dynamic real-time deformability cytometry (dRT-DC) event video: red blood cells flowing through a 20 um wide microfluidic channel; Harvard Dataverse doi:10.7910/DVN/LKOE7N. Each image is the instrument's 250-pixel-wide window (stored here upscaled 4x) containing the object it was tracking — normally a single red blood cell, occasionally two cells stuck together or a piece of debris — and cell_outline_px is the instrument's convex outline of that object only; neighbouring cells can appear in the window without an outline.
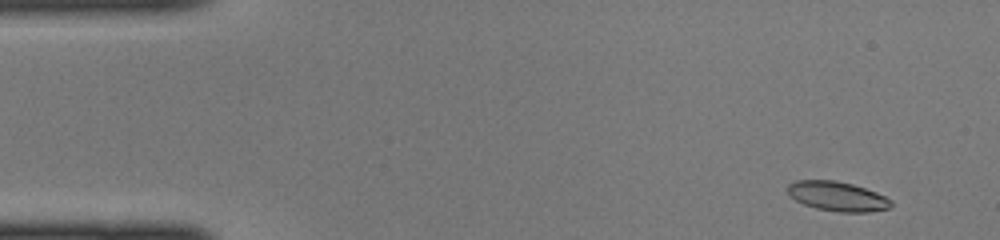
{"species": "common noctule bat (a hibernating species)", "species_latin": "Nyctalus noctula", "temperature_condition": "cold", "stored_images_in_passage": 44, "camera_frame_rate_fps": 3000, "um_per_image_px": 0.085, "animal": {"sex": "female", "body_mass_g": 22.0, "forearm_length_mm": 56.7}, "frame": {"image": 1, "passage_image": 3, "time_ms": 0.667, "image_size_px": [1000, 240], "cell_outline_px": [[892, 204], [888, 208], [868, 212], [840, 212], [816, 208], [804, 204], [796, 200], [784, 188], [788, 184], [796, 180], [836, 180], [852, 184], [876, 192], [892, 200]], "centroid_in_image_um": [71.15, 16.67], "position_along_channel_um": 13.8, "area_um2": 17.74}}
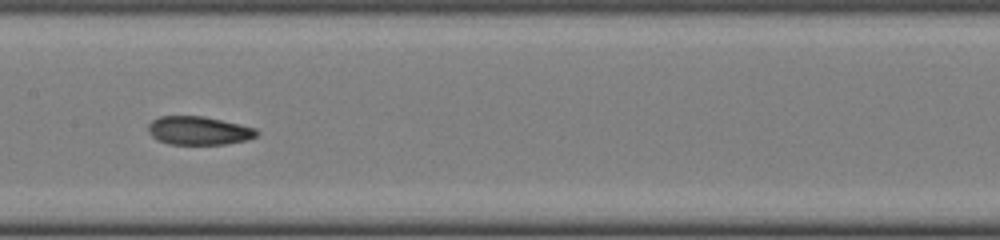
{"frame": {"image": 2, "passage_image": 22, "time_ms": 7.0, "image_size_px": [1000, 240], "cell_outline_px": [[260, 132], [256, 136], [248, 140], [224, 144], [168, 144], [156, 140], [148, 132], [148, 124], [152, 120], [160, 116], [204, 116], [256, 128]], "centroid_in_image_um": [16.88, 11.1], "position_along_channel_um": 190.5, "area_um2": 18.09}}
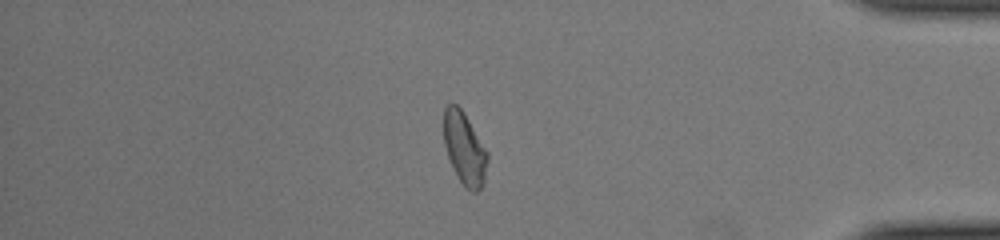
{"frame": {"image": 3, "passage_image": 38, "time_ms": 12.333, "image_size_px": [1000, 240], "cell_outline_px": [[488, 160], [484, 180], [480, 188], [476, 192], [472, 192], [460, 180], [448, 156], [444, 144], [444, 108], [448, 104], [456, 104], [464, 112], [488, 152]], "centroid_in_image_um": [39.49, 12.58], "position_along_channel_um": 395.7, "area_um2": 18.09}}